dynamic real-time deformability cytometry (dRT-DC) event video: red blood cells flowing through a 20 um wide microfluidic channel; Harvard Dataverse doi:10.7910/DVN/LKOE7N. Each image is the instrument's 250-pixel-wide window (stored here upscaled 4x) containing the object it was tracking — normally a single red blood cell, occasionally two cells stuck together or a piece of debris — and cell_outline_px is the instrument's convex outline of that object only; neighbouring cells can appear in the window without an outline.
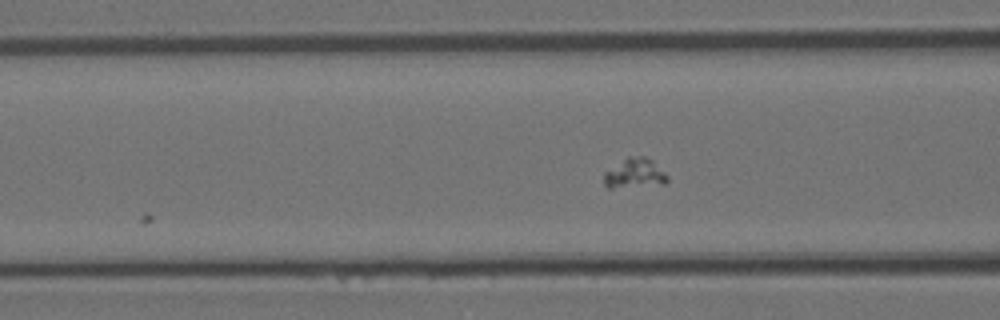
{"species": "Egyptian fruit bat (a non-hibernating species)", "species_latin": "Rousettus aegyptiacus", "temperature_condition": "room temperature", "stored_images_in_passage": 8, "camera_frame_rate_fps": 3000, "um_per_image_px": 0.085, "animal": {"sex": "female"}, "frame": {"image": 1, "passage_image": 5, "time_ms": 4.667, "image_size_px": [1000, 320], "cell_outline_px": [[668, 180], [664, 184], [612, 188], [608, 188], [604, 184], [604, 172], [628, 156], [644, 156], [652, 160], [668, 176]], "centroid_in_image_um": [53.94, 14.74], "position_along_channel_um": 112.7, "area_um2": 10.92}}
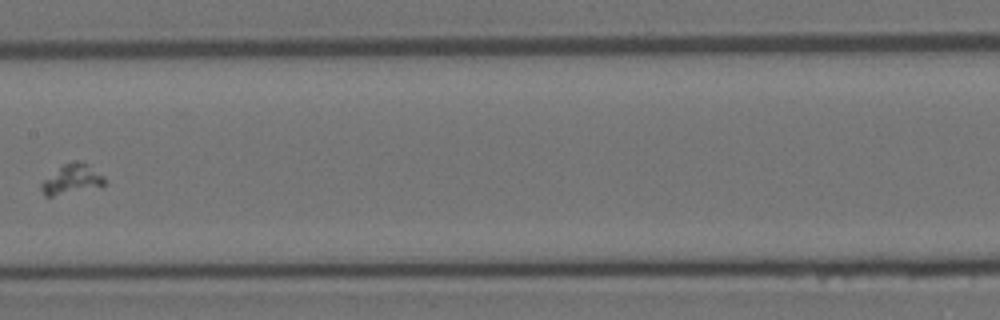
{"frame": {"image": 2, "passage_image": 7, "time_ms": 7.0, "image_size_px": [1000, 320], "cell_outline_px": [[104, 184], [100, 188], [52, 196], [44, 196], [40, 188], [40, 184], [44, 180], [64, 164], [76, 160], [88, 164], [104, 176]], "centroid_in_image_um": [6.13, 15.26], "position_along_channel_um": 201.3, "area_um2": 10.98}}
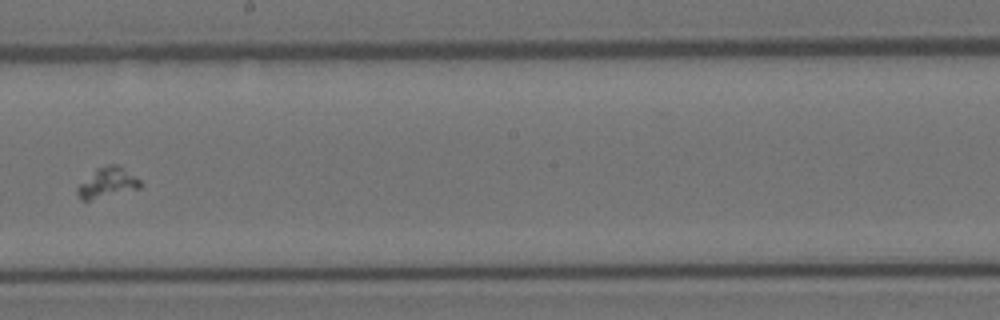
{"frame": {"image": 3, "passage_image": 8, "time_ms": 8.0, "image_size_px": [1000, 320], "cell_outline_px": [[140, 188], [88, 200], [80, 200], [76, 192], [76, 188], [96, 168], [108, 164], [120, 164], [140, 180]], "centroid_in_image_um": [9.12, 15.5], "position_along_channel_um": 239.1, "area_um2": 10.92}}